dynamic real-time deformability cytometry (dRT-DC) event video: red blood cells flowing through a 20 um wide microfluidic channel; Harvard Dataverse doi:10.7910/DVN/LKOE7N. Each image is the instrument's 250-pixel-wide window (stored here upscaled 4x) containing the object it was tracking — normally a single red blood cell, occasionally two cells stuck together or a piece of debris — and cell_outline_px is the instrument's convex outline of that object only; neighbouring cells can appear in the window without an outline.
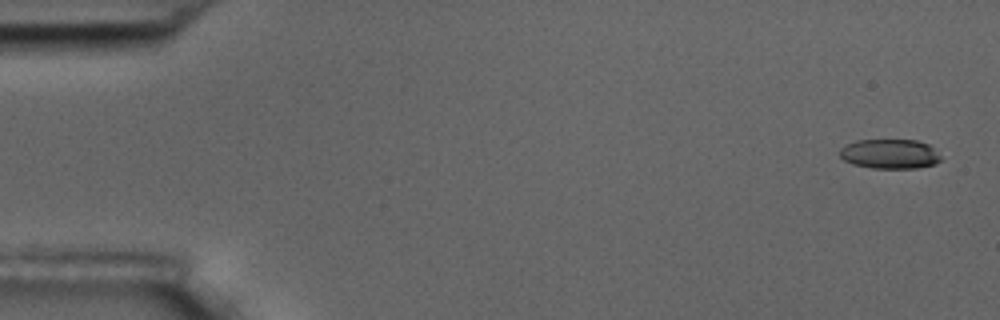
{"species": "common noctule bat (a hibernating species)", "species_latin": "Nyctalus noctula", "temperature_condition": "room temperature", "stored_images_in_passage": 6, "camera_frame_rate_fps": 3000, "um_per_image_px": 0.085, "animal": {"sex": "male", "body_mass_g": 17.5, "forearm_length_mm": 52.3}, "frame": {"image": 1, "passage_image": 1, "time_ms": 0.0, "image_size_px": [1000, 320], "cell_outline_px": [[940, 160], [936, 164], [916, 168], [872, 168], [852, 164], [844, 160], [840, 156], [840, 148], [844, 144], [856, 140], [916, 140], [928, 144], [940, 156]], "centroid_in_image_um": [75.59, 13.08], "position_along_channel_um": 9.4, "area_um2": 17.46}}